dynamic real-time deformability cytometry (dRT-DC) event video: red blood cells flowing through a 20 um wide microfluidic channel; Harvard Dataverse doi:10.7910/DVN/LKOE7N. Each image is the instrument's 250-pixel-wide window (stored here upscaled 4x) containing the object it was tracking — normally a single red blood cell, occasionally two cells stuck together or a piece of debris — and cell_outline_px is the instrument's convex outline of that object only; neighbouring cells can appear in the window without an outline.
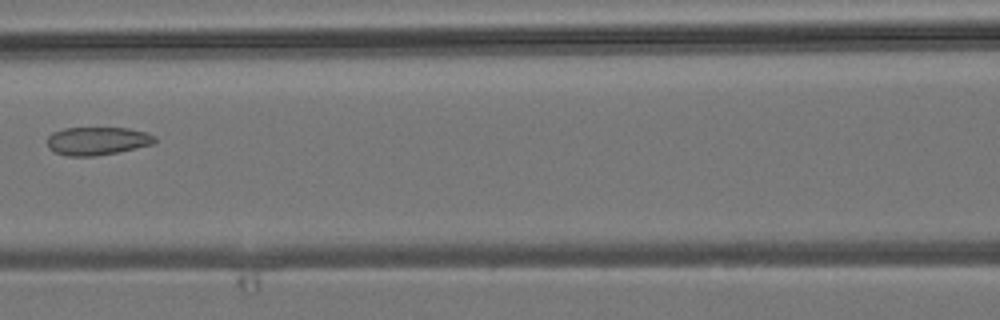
{"species": "common noctule bat (a hibernating species)", "species_latin": "Nyctalus noctula", "temperature_condition": "room temperature", "stored_images_in_passage": 6, "camera_frame_rate_fps": 3000, "um_per_image_px": 0.085, "animal": {"sex": "male", "body_mass_g": 19.2, "forearm_length_mm": 51.8}, "frame": {"image": 1, "passage_image": 4, "time_ms": 3.667, "image_size_px": [1000, 320], "cell_outline_px": [[156, 140], [152, 144], [116, 152], [96, 156], [68, 156], [56, 152], [48, 148], [48, 136], [52, 132], [64, 128], [128, 128], [148, 132], [156, 136]], "centroid_in_image_um": [8.27, 11.97], "position_along_channel_um": 158.3, "area_um2": 17.57}}
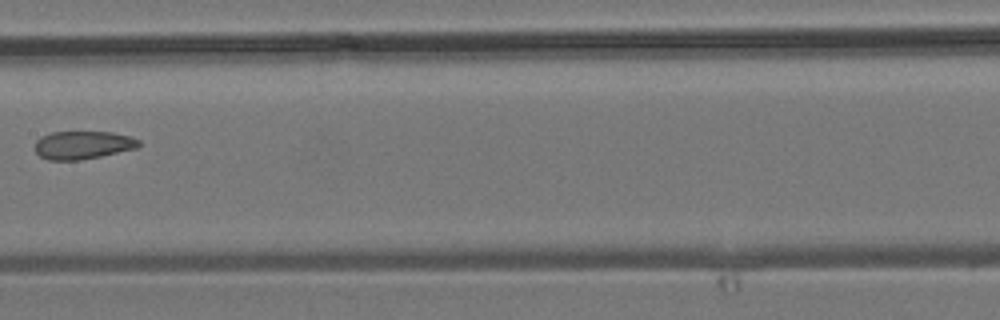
{"frame": {"image": 2, "passage_image": 5, "time_ms": 4.667, "image_size_px": [1000, 320], "cell_outline_px": [[140, 144], [136, 148], [100, 156], [80, 160], [48, 160], [40, 156], [36, 152], [36, 140], [40, 136], [52, 132], [112, 132], [132, 136], [140, 140]], "centroid_in_image_um": [7.04, 12.32], "position_along_channel_um": 200.4, "area_um2": 16.99}}
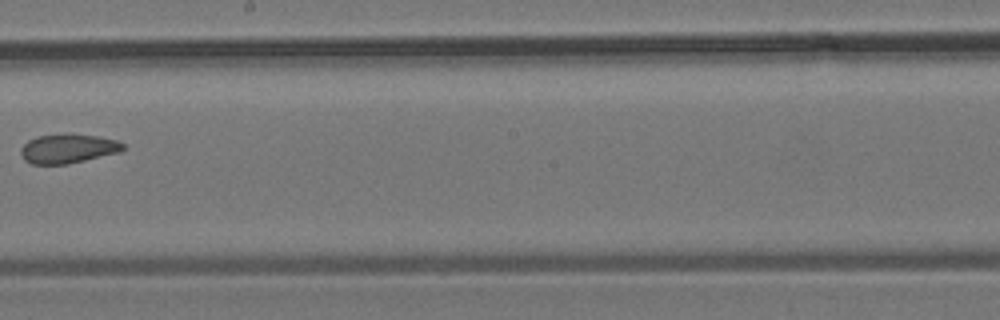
{"frame": {"image": 3, "passage_image": 6, "time_ms": 5.667, "image_size_px": [1000, 320], "cell_outline_px": [[124, 148], [120, 152], [68, 164], [32, 164], [24, 160], [20, 152], [20, 148], [28, 140], [36, 136], [96, 136], [116, 140], [124, 144]], "centroid_in_image_um": [5.75, 12.67], "position_along_channel_um": 242.4, "area_um2": 16.82}}